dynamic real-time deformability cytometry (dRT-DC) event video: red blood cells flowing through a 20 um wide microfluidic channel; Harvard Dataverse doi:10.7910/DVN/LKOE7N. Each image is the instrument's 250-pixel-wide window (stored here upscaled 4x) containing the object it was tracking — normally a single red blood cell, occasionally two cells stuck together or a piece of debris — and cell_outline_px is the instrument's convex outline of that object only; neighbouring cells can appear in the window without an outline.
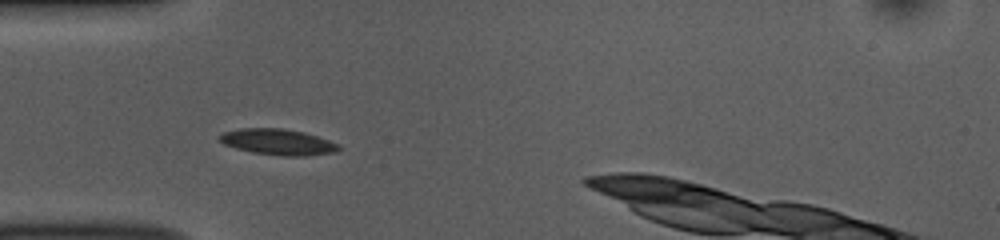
{"species": "common noctule bat (a hibernating species)", "species_latin": "Nyctalus noctula", "temperature_condition": "room temperature", "stored_images_in_passage": 40, "camera_frame_rate_fps": 3000, "um_per_image_px": 0.085, "animal": {"sex": "female", "body_mass_g": 10.0, "forearm_length_mm": 53.1}, "frame": {"image": 1, "passage_image": 1, "time_ms": 0.0, "image_size_px": [1000, 240], "cell_outline_px": [[340, 148], [336, 152], [304, 156], [280, 156], [252, 152], [236, 148], [224, 144], [220, 140], [220, 136], [224, 132], [240, 128], [284, 128], [304, 132], [340, 144]], "centroid_in_image_um": [23.65, 12.07], "position_along_channel_um": 61.4, "area_um2": 17.98}}
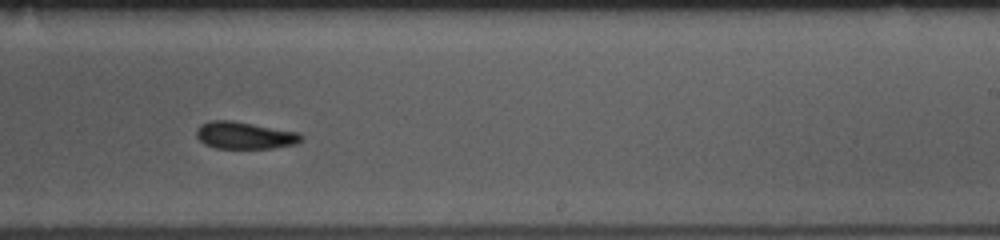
{"frame": {"image": 2, "passage_image": 18, "time_ms": 5.667, "image_size_px": [1000, 240], "cell_outline_px": [[304, 136], [296, 144], [272, 148], [216, 148], [204, 144], [196, 136], [196, 128], [200, 124], [208, 120], [232, 120], [300, 132]], "centroid_in_image_um": [20.78, 11.49], "position_along_channel_um": 268.2, "area_um2": 16.76}}
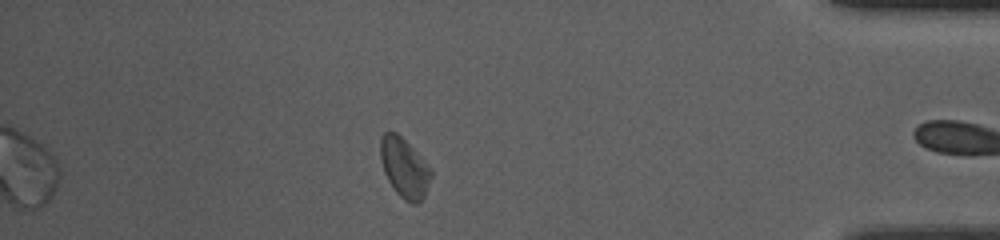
{"frame": {"image": 3, "passage_image": 32, "time_ms": 10.333, "image_size_px": [1000, 240], "cell_outline_px": [[432, 176], [424, 196], [416, 204], [412, 204], [404, 200], [396, 192], [388, 180], [384, 172], [380, 160], [380, 136], [384, 132], [396, 132], [420, 156], [432, 172]], "centroid_in_image_um": [34.34, 14.27], "position_along_channel_um": 400.9, "area_um2": 17.34}, "authors_computed_cell_mechanics": {"area_um2": 17.2822, "velocity_mm_per_s": 3.6818, "shape_relaxation_time_tau1_ms": 2.0074, "shape_relaxation_time_tau2_ms": 3.5748, "deformation_change_tau1": 0.0729, "deformation_change_tau2": 0.1052}}